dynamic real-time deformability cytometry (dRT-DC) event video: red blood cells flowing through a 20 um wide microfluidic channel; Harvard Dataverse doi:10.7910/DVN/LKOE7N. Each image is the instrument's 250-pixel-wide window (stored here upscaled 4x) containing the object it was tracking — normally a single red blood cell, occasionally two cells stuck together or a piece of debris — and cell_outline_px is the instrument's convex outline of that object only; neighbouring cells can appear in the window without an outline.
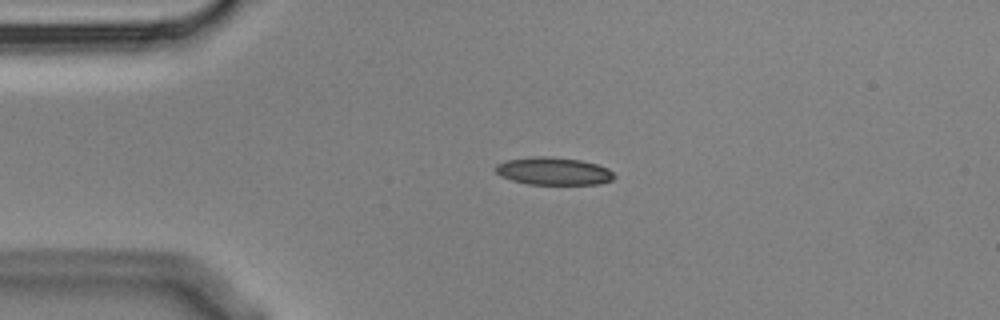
{"species": "Egyptian fruit bat (a non-hibernating species)", "species_latin": "Rousettus aegyptiacus", "temperature_condition": "cold", "stored_images_in_passage": 3, "camera_frame_rate_fps": 3000, "um_per_image_px": 0.085, "animal": {"sex": "male"}, "frame": {"image": 1, "passage_image": 2, "time_ms": 0.333, "image_size_px": [1000, 320], "cell_outline_px": [[616, 176], [612, 180], [600, 184], [528, 184], [512, 180], [500, 176], [496, 172], [496, 164], [504, 160], [532, 156], [552, 156], [580, 160], [596, 164], [608, 168]], "centroid_in_image_um": [47.03, 14.54], "position_along_channel_um": 38.0, "area_um2": 19.25}}